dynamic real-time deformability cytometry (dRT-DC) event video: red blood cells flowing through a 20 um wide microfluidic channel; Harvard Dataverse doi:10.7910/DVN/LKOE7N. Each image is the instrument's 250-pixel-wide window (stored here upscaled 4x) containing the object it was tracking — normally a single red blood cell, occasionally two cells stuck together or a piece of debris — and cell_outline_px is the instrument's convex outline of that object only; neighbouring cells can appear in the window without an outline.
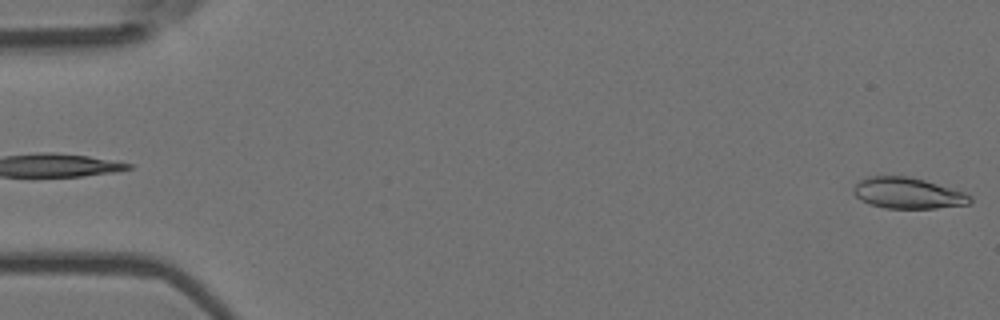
{"species": "Egyptian fruit bat (a non-hibernating species)", "species_latin": "Rousettus aegyptiacus", "temperature_condition": "room temperature", "stored_images_in_passage": 6, "segment_of_instrument_passage": [2, 2], "camera_frame_rate_fps": 3000, "um_per_image_px": 0.085, "animal": {"sex": "female"}, "frame": {"image": 1, "passage_image": 6, "time_ms": 1.667, "image_size_px": [1000, 320], "cell_outline_px": [[972, 200], [968, 204], [936, 208], [884, 208], [868, 204], [860, 200], [852, 192], [852, 188], [860, 180], [868, 176], [908, 176], [924, 180], [964, 192], [972, 196]], "centroid_in_image_um": [77.12, 16.42], "position_along_channel_um": 7.9, "area_um2": 21.1}}